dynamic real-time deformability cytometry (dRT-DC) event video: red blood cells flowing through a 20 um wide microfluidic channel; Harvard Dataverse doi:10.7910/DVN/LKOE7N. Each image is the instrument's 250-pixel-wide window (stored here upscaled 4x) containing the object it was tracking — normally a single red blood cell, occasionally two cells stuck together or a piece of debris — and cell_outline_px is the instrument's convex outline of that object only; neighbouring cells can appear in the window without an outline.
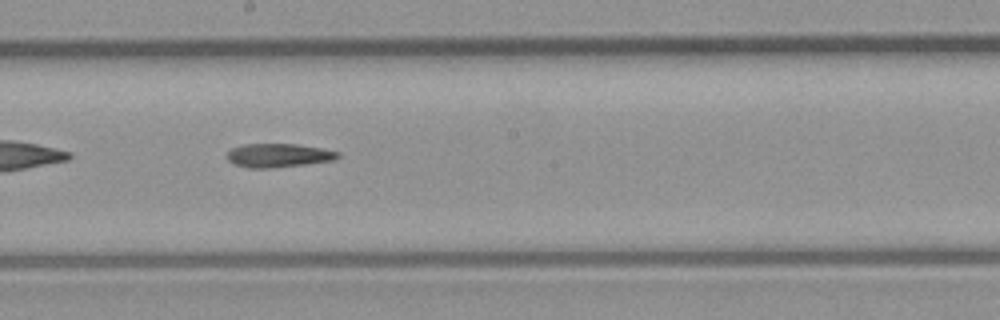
{"species": "common noctule bat (a hibernating species)", "species_latin": "Nyctalus noctula", "temperature_condition": "room temperature", "stored_images_in_passage": 32, "camera_frame_rate_fps": 3000, "um_per_image_px": 0.085, "animal": {"sex": "male", "body_mass_g": 23.1, "forearm_length_mm": 52.7}, "frame": {"image": 1, "passage_image": 14, "time_ms": 4.333, "image_size_px": [1000, 320], "cell_outline_px": [[340, 156], [336, 160], [272, 168], [248, 168], [236, 164], [228, 160], [228, 152], [232, 148], [244, 144], [296, 144], [324, 148], [340, 152]], "centroid_in_image_um": [23.72, 13.2], "position_along_channel_um": 224.5, "area_um2": 15.32}}
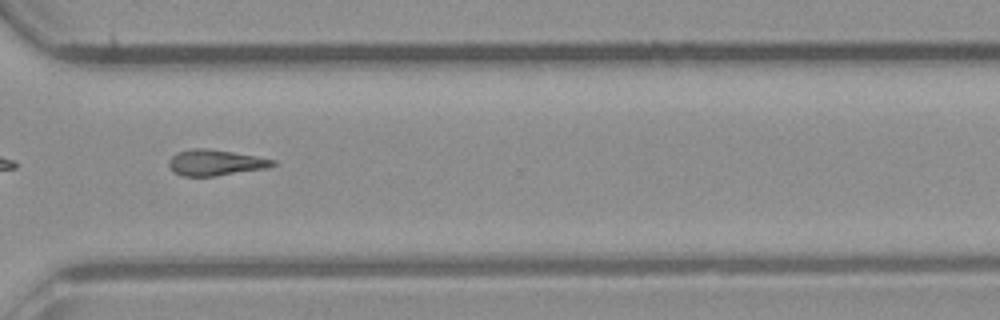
{"frame": {"image": 2, "passage_image": 23, "time_ms": 7.333, "image_size_px": [1000, 320], "cell_outline_px": [[276, 164], [268, 168], [212, 176], [184, 176], [176, 172], [168, 164], [168, 160], [176, 152], [192, 148], [204, 148], [232, 152], [256, 156], [276, 160]], "centroid_in_image_um": [18.32, 13.81], "position_along_channel_um": 352.3, "area_um2": 15.49}}